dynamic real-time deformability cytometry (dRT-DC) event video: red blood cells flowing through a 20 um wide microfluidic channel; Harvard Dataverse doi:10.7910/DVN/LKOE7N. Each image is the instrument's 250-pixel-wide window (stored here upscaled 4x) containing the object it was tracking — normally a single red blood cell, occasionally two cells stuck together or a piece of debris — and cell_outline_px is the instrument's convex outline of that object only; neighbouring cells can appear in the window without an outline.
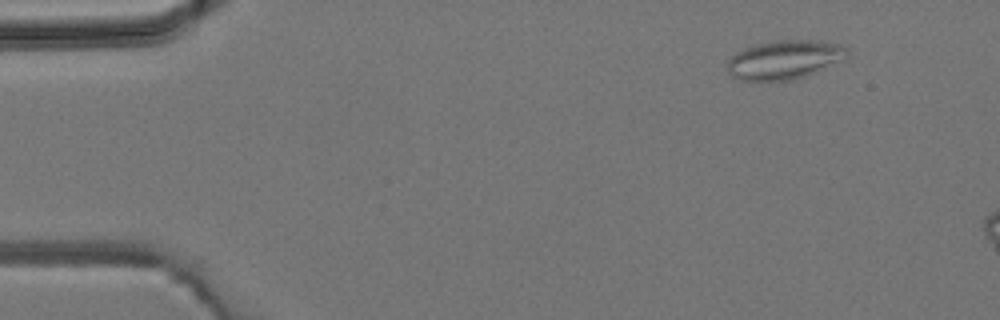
{"species": "common noctule bat (a hibernating species)", "species_latin": "Nyctalus noctula", "temperature_condition": "room temperature", "stored_images_in_passage": 4, "camera_frame_rate_fps": 3000, "um_per_image_px": 0.085, "animal": {"sex": "male", "body_mass_g": 19.2, "forearm_length_mm": 51.8}, "frame": {"image": 1, "passage_image": 1, "time_ms": 0.0, "image_size_px": [1000, 320], "cell_outline_px": [[848, 56], [844, 60], [808, 76], [792, 80], [740, 80], [732, 76], [728, 72], [728, 60], [736, 52], [744, 48], [756, 44], [776, 40], [820, 40], [840, 44], [848, 48]], "centroid_in_image_um": [66.73, 5.07], "position_along_channel_um": 18.3, "area_um2": 27.46}}